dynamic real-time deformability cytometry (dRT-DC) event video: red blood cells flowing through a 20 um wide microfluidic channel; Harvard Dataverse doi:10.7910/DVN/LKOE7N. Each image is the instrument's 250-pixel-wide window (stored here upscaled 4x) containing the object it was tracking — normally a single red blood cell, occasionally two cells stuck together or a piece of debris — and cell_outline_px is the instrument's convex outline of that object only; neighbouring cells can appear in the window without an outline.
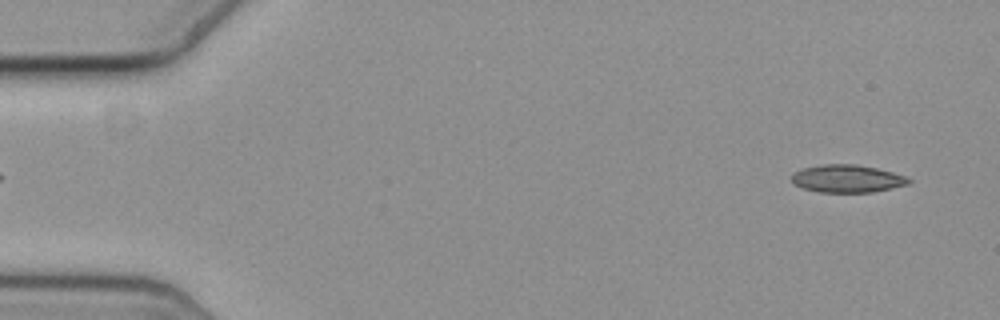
{"species": "common noctule bat (a hibernating species)", "species_latin": "Nyctalus noctula", "temperature_condition": "cold", "stored_images_in_passage": 12, "camera_frame_rate_fps": 3000, "um_per_image_px": 0.085, "animal": {"sex": "female", "body_mass_g": 19.3, "forearm_length_mm": 54.1}, "frame": {"image": 1, "passage_image": 2, "time_ms": 0.333, "image_size_px": [1000, 320], "cell_outline_px": [[912, 180], [908, 184], [872, 192], [820, 192], [804, 188], [796, 184], [792, 180], [792, 176], [796, 172], [804, 168], [824, 164], [856, 164], [876, 168], [892, 172], [904, 176]], "centroid_in_image_um": [72.03, 15.18], "position_along_channel_um": 13.0, "area_um2": 18.5}}